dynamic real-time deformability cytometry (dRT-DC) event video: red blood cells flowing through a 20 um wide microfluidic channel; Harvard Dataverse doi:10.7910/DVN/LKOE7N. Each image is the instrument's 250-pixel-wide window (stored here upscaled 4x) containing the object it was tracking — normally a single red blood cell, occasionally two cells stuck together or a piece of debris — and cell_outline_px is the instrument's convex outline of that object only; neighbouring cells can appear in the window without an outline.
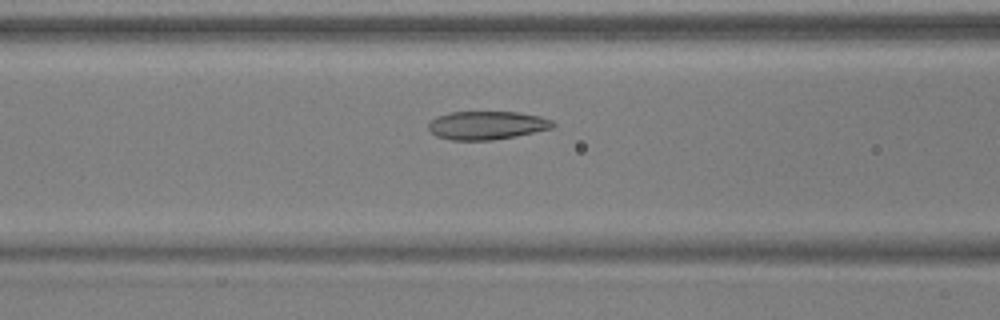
{"species": "common noctule bat (a hibernating species)", "species_latin": "Nyctalus noctula", "temperature_condition": "warm", "stored_images_in_passage": 51, "camera_frame_rate_fps": 3000, "um_per_image_px": 0.085, "animal": {"sex": "male", "body_mass_g": 17.9, "forearm_length_mm": 54.2}, "frame": {"image": 1, "passage_image": 21, "time_ms": 6.667, "image_size_px": [1000, 320], "cell_outline_px": [[556, 124], [552, 128], [492, 140], [448, 140], [436, 136], [428, 128], [428, 124], [436, 116], [448, 112], [520, 112], [540, 116], [552, 120]], "centroid_in_image_um": [41.35, 10.64], "position_along_channel_um": 125.2, "area_um2": 20.52}}
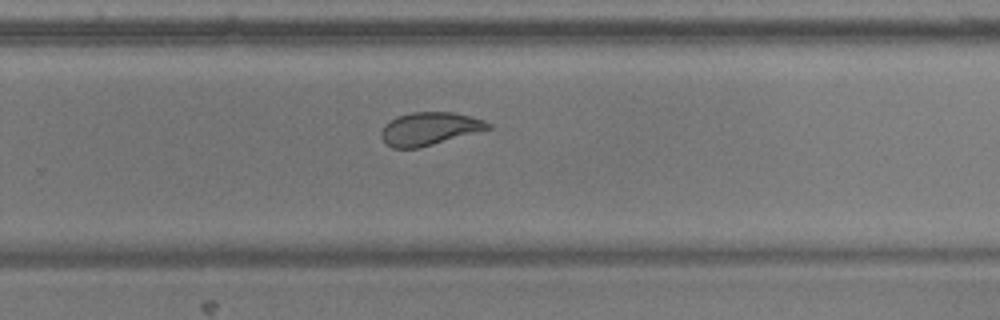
{"frame": {"image": 2, "passage_image": 34, "time_ms": 11.0, "image_size_px": [1000, 320], "cell_outline_px": [[492, 128], [420, 148], [392, 148], [384, 144], [380, 136], [380, 132], [384, 124], [396, 116], [412, 112], [452, 112], [472, 116], [484, 120], [492, 124]], "centroid_in_image_um": [36.47, 10.94], "position_along_channel_um": 293.3, "area_um2": 20.81}}
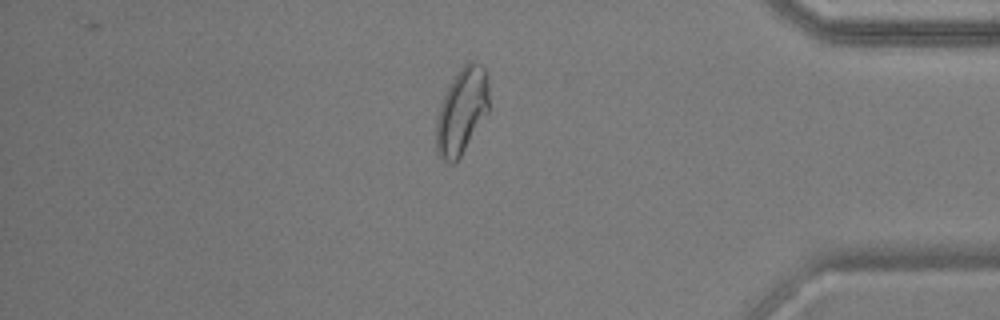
{"frame": {"image": 3, "passage_image": 44, "time_ms": 14.333, "image_size_px": [1000, 320], "cell_outline_px": [[488, 112], [460, 156], [452, 164], [448, 164], [440, 156], [436, 148], [436, 120], [440, 104], [452, 80], [460, 68], [468, 60], [472, 60], [484, 68], [488, 76]], "centroid_in_image_um": [39.25, 9.42], "position_along_channel_um": 396.0, "area_um2": 26.18}, "authors_computed_cell_mechanics": {"area_um2": 23.2356, "velocity_mm_per_s": 3.8819, "shape_relaxation_time_tau1_ms": null, "shape_relaxation_time_tau2_ms": 0.8724, "deformation_change_tau1": null, "deformation_change_tau2": 0.0678}}